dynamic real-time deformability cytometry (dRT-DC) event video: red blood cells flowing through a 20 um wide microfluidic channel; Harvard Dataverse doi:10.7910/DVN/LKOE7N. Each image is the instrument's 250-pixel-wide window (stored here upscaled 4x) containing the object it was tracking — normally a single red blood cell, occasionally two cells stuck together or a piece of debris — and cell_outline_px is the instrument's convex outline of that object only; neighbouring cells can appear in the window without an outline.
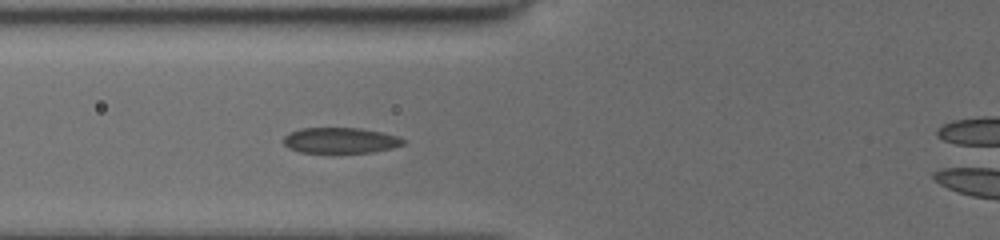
{"species": "common noctule bat (a hibernating species)", "species_latin": "Nyctalus noctula", "temperature_condition": "cold", "stored_images_in_passage": 6, "camera_frame_rate_fps": 3000, "um_per_image_px": 0.085, "animal": {"sex": "female", "body_mass_g": 19.5, "forearm_length_mm": 54.1}, "frame": {"image": 1, "passage_image": 6, "time_ms": 5.0, "image_size_px": [1000, 240], "cell_outline_px": [[408, 140], [404, 144], [392, 148], [372, 152], [332, 156], [300, 152], [288, 148], [284, 144], [284, 136], [288, 132], [300, 128], [360, 128], [400, 136]], "centroid_in_image_um": [28.92, 11.98], "position_along_channel_um": 96.9, "area_um2": 19.02}}